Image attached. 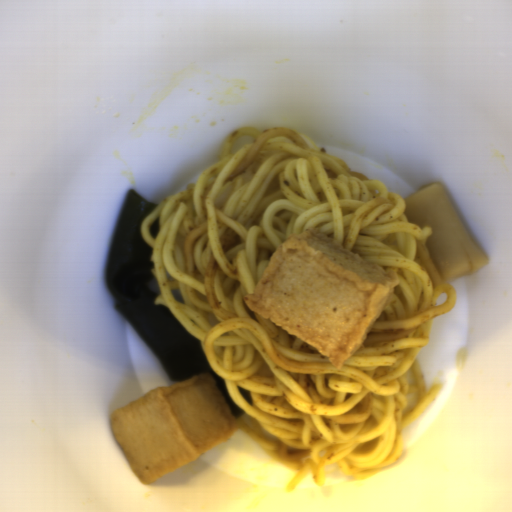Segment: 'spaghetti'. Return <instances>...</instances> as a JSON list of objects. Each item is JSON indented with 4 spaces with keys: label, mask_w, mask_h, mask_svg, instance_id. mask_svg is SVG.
<instances>
[{
    "label": "spaghetti",
    "mask_w": 512,
    "mask_h": 512,
    "mask_svg": "<svg viewBox=\"0 0 512 512\" xmlns=\"http://www.w3.org/2000/svg\"><path fill=\"white\" fill-rule=\"evenodd\" d=\"M405 198L291 126L248 124L141 223L160 288L154 304L201 341L245 412L238 430L295 470L286 490L309 474L321 487L331 465L363 480L389 468L443 387L427 389L419 353L458 291L430 257L431 226L408 222ZM310 230L399 269L394 296L340 370L243 299L283 241Z\"/></svg>",
    "instance_id": "c7327b10"
}]
</instances>
